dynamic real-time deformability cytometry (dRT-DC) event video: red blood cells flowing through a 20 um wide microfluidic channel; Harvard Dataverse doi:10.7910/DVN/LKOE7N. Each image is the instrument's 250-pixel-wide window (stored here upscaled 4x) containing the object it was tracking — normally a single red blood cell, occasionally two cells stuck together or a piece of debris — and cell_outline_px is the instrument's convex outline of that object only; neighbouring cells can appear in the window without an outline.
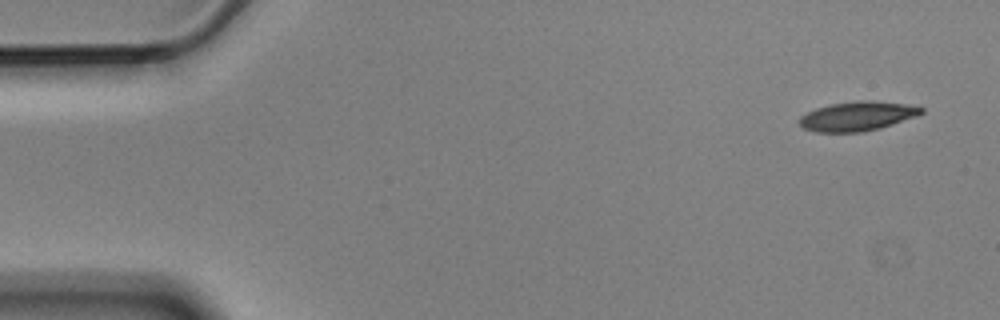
{"species": "Egyptian fruit bat (a non-hibernating species)", "species_latin": "Rousettus aegyptiacus", "temperature_condition": "cold", "stored_images_in_passage": 5, "camera_frame_rate_fps": 3000, "um_per_image_px": 0.085, "animal": {"sex": "male"}, "frame": {"image": 1, "passage_image": 1, "time_ms": 0.0, "image_size_px": [1000, 320], "cell_outline_px": [[924, 112], [916, 116], [880, 128], [864, 132], [816, 132], [804, 128], [800, 124], [800, 116], [816, 108], [832, 104], [860, 100], [864, 100], [904, 104], [924, 108]], "centroid_in_image_um": [72.87, 9.88], "position_along_channel_um": 12.1, "area_um2": 20.52}}
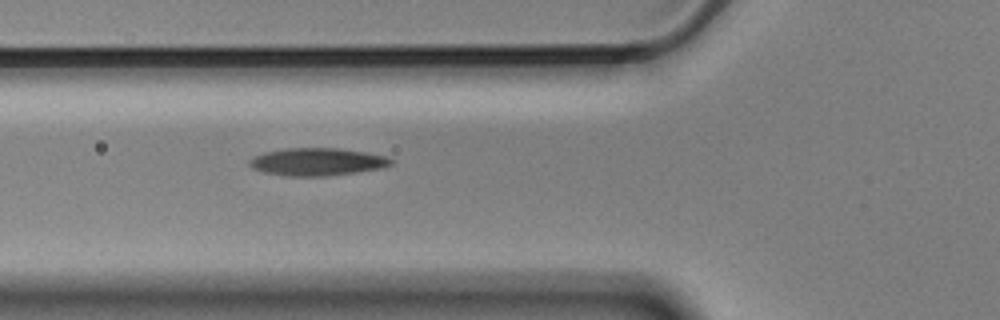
{"frame": {"image": 2, "passage_image": 5, "time_ms": 1.333, "image_size_px": [1000, 320], "cell_outline_px": [[396, 160], [392, 164], [384, 168], [328, 176], [288, 176], [264, 172], [252, 168], [248, 164], [248, 160], [252, 156], [264, 152], [284, 148], [336, 148], [364, 152], [384, 156]], "centroid_in_image_um": [26.94, 13.75], "position_along_channel_um": 98.9, "area_um2": 22.95}}